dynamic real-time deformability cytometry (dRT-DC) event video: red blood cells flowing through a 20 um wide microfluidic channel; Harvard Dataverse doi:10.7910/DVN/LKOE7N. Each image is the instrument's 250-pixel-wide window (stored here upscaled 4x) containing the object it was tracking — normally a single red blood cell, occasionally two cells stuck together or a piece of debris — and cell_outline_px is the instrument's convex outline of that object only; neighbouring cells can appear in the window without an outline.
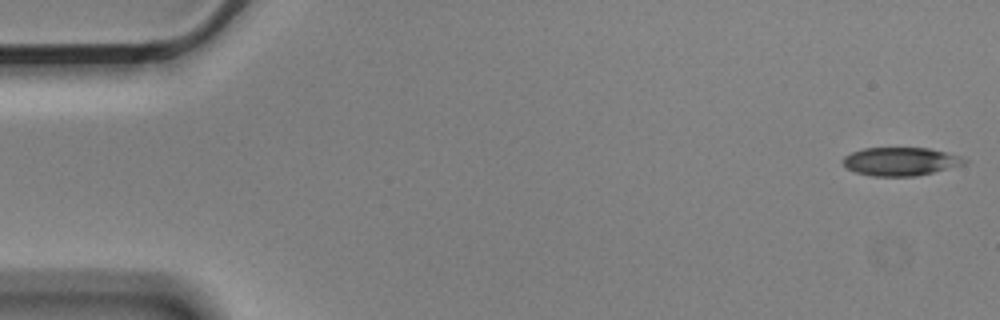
{"species": "Egyptian fruit bat (a non-hibernating species)", "species_latin": "Rousettus aegyptiacus", "temperature_condition": "cold", "stored_images_in_passage": 5, "camera_frame_rate_fps": 3000, "um_per_image_px": 0.085, "animal": {"sex": "male"}, "frame": {"image": 1, "passage_image": 1, "time_ms": 0.0, "image_size_px": [1000, 320], "cell_outline_px": [[968, 160], [964, 164], [916, 176], [872, 176], [856, 172], [848, 168], [844, 164], [844, 156], [852, 152], [864, 148], [928, 148], [960, 156]], "centroid_in_image_um": [76.54, 13.72], "position_along_channel_um": 8.5, "area_um2": 19.71}}
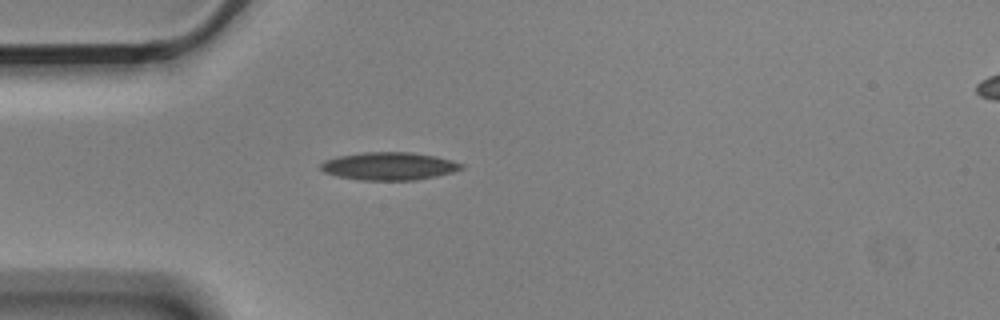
{"frame": {"image": 2, "passage_image": 5, "time_ms": 1.333, "image_size_px": [1000, 320], "cell_outline_px": [[464, 168], [452, 172], [436, 176], [416, 180], [360, 180], [336, 176], [324, 172], [320, 168], [320, 164], [324, 160], [340, 156], [364, 152], [412, 152], [436, 156], [452, 160], [464, 164]], "centroid_in_image_um": [33.08, 14.12], "position_along_channel_um": 51.9, "area_um2": 22.89}}